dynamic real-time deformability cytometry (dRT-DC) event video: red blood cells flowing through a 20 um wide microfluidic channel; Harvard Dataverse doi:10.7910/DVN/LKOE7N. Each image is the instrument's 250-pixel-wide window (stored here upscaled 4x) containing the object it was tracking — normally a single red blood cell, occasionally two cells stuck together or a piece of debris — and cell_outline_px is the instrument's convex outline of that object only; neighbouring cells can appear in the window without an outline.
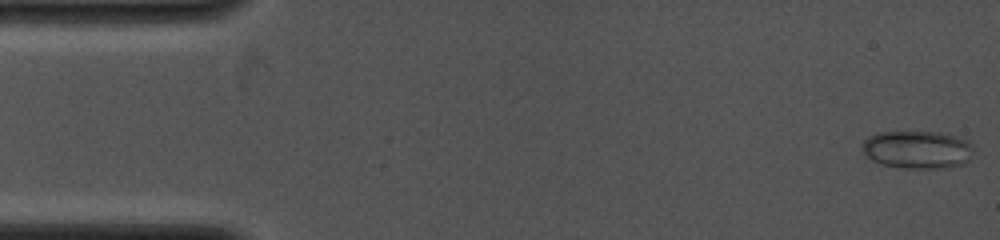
{"species": "common noctule bat (a hibernating species)", "species_latin": "Nyctalus noctula", "temperature_condition": "cold", "stored_images_in_passage": 21, "camera_frame_rate_fps": 4000, "um_per_image_px": 0.085, "animal": {"sex": "female", "body_mass_g": 19.0, "forearm_length_mm": 53.3}, "frame": {"image": 1, "passage_image": 1, "time_ms": 0.0, "image_size_px": [1000, 240], "cell_outline_px": [[972, 152], [968, 160], [964, 164], [944, 168], [904, 168], [880, 164], [872, 160], [860, 148], [860, 144], [868, 136], [876, 132], [936, 132], [956, 136], [968, 140], [972, 148]], "centroid_in_image_um": [77.94, 12.71], "position_along_channel_um": 7.1, "area_um2": 24.68}}
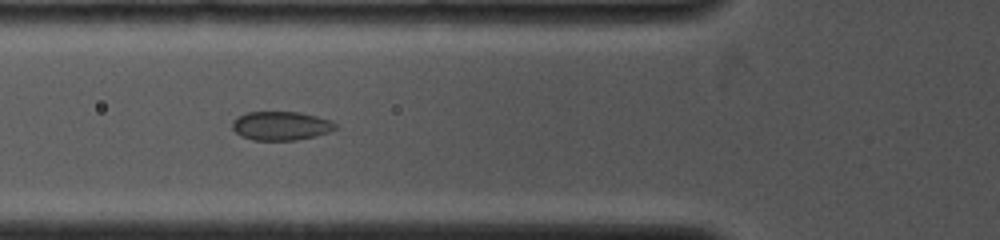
{"frame": {"image": 2, "passage_image": 16, "time_ms": 5.0, "image_size_px": [1000, 240], "cell_outline_px": [[340, 128], [328, 132], [296, 140], [252, 140], [236, 132], [232, 128], [232, 120], [236, 116], [244, 112], [300, 112], [332, 120]], "centroid_in_image_um": [23.88, 10.68], "position_along_channel_um": 101.9, "area_um2": 17.4}}
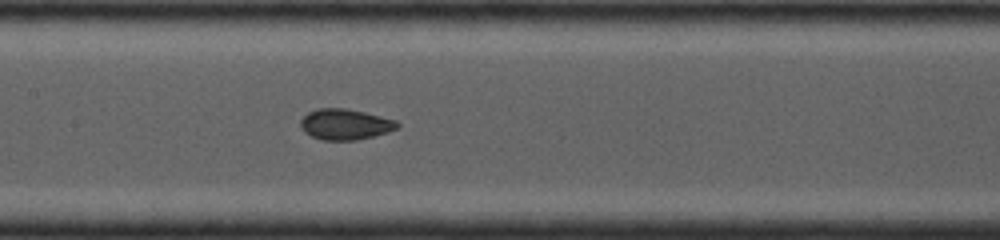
{"frame": {"image": 3, "passage_image": 21, "time_ms": 6.75, "image_size_px": [1000, 240], "cell_outline_px": [[400, 124], [396, 128], [388, 132], [356, 140], [320, 140], [304, 132], [300, 128], [300, 120], [308, 112], [316, 108], [344, 108], [364, 112], [396, 120]], "centroid_in_image_um": [29.3, 10.56], "position_along_channel_um": 178.1, "area_um2": 17.34}}